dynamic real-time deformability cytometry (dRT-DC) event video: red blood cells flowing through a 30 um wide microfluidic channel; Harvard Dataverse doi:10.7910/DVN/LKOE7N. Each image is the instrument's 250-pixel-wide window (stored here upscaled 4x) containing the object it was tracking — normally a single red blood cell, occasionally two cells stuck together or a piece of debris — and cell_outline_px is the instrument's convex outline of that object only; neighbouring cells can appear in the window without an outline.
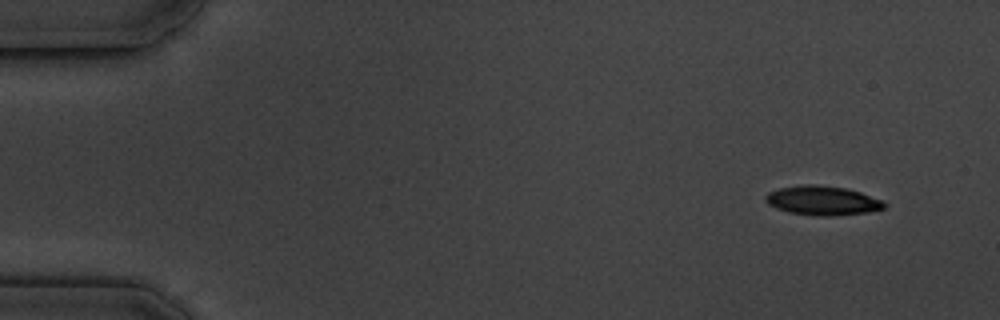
{"species": "common noctule bat (a hibernating species)", "species_latin": "Nyctalus noctula", "temperature_condition": "cold", "stored_images_in_passage": 9, "camera_frame_rate_fps": 3000, "um_per_image_px": 0.085, "animal": {"sex": "male", "body_mass_g": 19.5, "forearm_length_mm": 54.6}, "frame": {"image": 1, "passage_image": 1, "time_ms": 0.0, "image_size_px": [1000, 320], "cell_outline_px": [[888, 204], [884, 208], [868, 212], [832, 216], [816, 216], [788, 212], [776, 208], [768, 204], [764, 200], [764, 196], [768, 192], [780, 188], [804, 184], [816, 184], [848, 188], [884, 200]], "centroid_in_image_um": [69.92, 17.04], "position_along_channel_um": 15.1, "area_um2": 20.52}}